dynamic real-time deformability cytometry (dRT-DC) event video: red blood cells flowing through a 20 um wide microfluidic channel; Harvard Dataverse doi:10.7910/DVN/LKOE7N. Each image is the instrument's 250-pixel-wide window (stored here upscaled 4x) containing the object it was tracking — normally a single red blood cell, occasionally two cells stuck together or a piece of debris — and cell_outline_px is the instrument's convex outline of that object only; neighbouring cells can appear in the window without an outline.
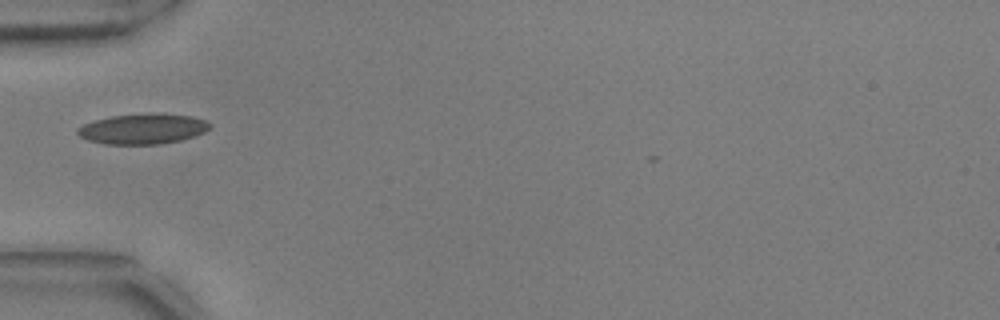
{"species": "common noctule bat (a hibernating species)", "species_latin": "Nyctalus noctula", "temperature_condition": "warm", "stored_images_in_passage": 16, "camera_frame_rate_fps": 3000, "um_per_image_px": 0.085, "animal": {"sex": "male", "body_mass_g": 17.9, "forearm_length_mm": 54.2}, "frame": {"image": 1, "passage_image": 1, "time_ms": 0.0, "image_size_px": [1000, 320], "cell_outline_px": [[212, 124], [204, 132], [196, 136], [180, 140], [160, 144], [104, 144], [88, 140], [80, 136], [76, 132], [76, 128], [84, 124], [96, 120], [112, 116], [192, 116], [208, 120]], "centroid_in_image_um": [12.13, 11.0], "position_along_channel_um": 72.9, "area_um2": 22.43}}